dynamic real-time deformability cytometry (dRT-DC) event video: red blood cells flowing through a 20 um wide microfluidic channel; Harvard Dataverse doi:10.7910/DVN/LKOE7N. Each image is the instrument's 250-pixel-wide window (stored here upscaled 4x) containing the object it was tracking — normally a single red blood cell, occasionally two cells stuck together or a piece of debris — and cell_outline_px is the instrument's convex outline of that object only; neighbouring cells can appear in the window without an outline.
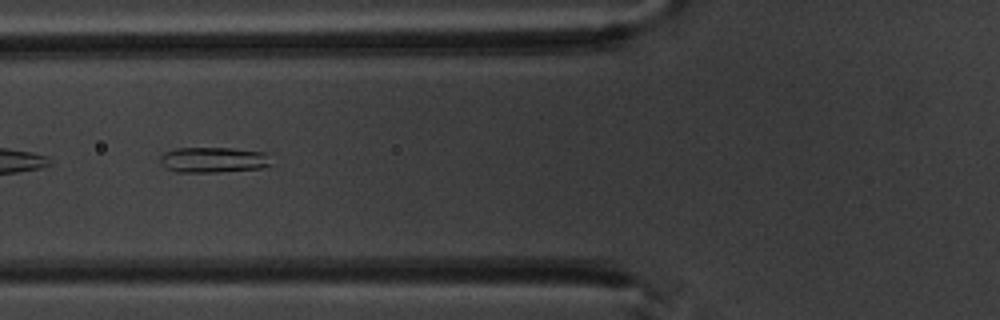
{"species": "common noctule bat (a hibernating species)", "species_latin": "Nyctalus noctula", "temperature_condition": "warm", "stored_images_in_passage": 7, "camera_frame_rate_fps": 3000, "um_per_image_px": 0.085, "animal": {"sex": "male", "body_mass_g": 20.1, "forearm_length_mm": 53.5}, "frame": {"image": 1, "passage_image": 6, "time_ms": 6.667, "image_size_px": [1000, 320], "cell_outline_px": [[268, 164], [260, 168], [216, 172], [176, 172], [160, 164], [160, 156], [164, 152], [176, 148], [232, 148], [268, 152]], "centroid_in_image_um": [18.09, 13.57], "position_along_channel_um": 107.7, "area_um2": 16.42}}